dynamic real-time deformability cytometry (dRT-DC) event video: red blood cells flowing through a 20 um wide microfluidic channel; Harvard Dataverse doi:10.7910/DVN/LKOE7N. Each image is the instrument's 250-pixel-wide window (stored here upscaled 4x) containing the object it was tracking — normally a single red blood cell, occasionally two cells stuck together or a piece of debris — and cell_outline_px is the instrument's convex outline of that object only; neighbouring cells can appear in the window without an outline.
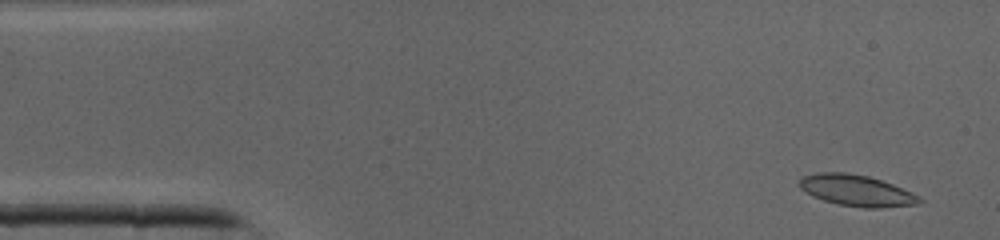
{"species": "common noctule bat (a hibernating species)", "species_latin": "Nyctalus noctula", "temperature_condition": "cold", "stored_images_in_passage": 40, "camera_frame_rate_fps": 3000, "um_per_image_px": 0.085, "animal": {"sex": "male", "body_mass_g": 19.0, "forearm_length_mm": 50.8}, "frame": {"image": 1, "passage_image": 2, "time_ms": 0.333, "image_size_px": [1000, 240], "cell_outline_px": [[924, 200], [916, 204], [880, 208], [864, 208], [836, 204], [812, 196], [800, 188], [796, 184], [800, 176], [816, 172], [844, 172], [868, 176], [892, 184], [912, 192], [920, 196]], "centroid_in_image_um": [72.75, 16.19], "position_along_channel_um": 12.2, "area_um2": 22.08}}
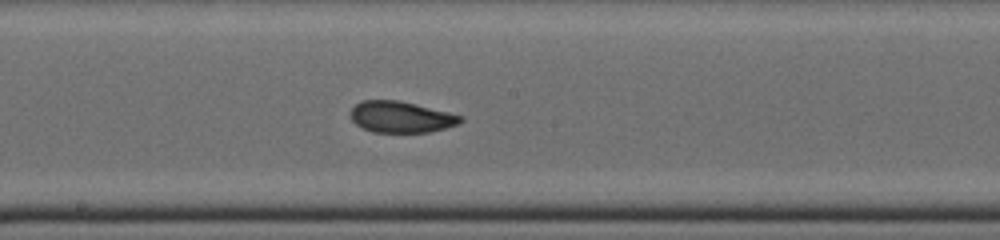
{"frame": {"image": 2, "passage_image": 21, "time_ms": 6.667, "image_size_px": [1000, 240], "cell_outline_px": [[464, 120], [460, 124], [428, 132], [372, 132], [356, 124], [352, 120], [352, 108], [360, 100], [396, 100], [448, 112], [464, 116]], "centroid_in_image_um": [34.11, 9.94], "position_along_channel_um": 214.1, "area_um2": 19.83}}
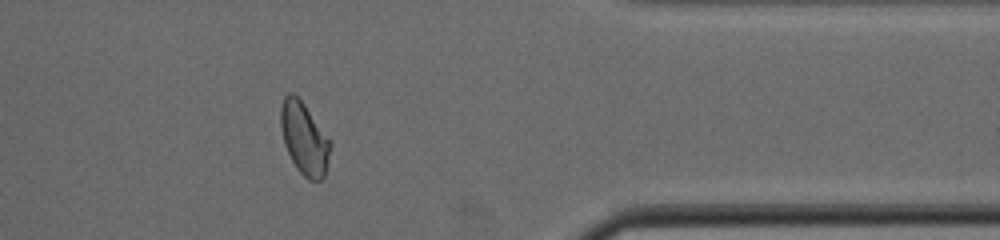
{"frame": {"image": 3, "passage_image": 33, "time_ms": 10.667, "image_size_px": [1000, 240], "cell_outline_px": [[332, 144], [324, 176], [320, 180], [308, 180], [296, 168], [284, 144], [280, 124], [280, 108], [284, 96], [288, 92], [292, 92], [304, 104], [332, 140]], "centroid_in_image_um": [25.87, 11.75], "position_along_channel_um": 385.5, "area_um2": 20.98}}